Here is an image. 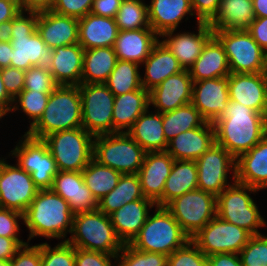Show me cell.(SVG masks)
Masks as SVG:
<instances>
[{
    "instance_id": "30",
    "label": "cell",
    "mask_w": 267,
    "mask_h": 266,
    "mask_svg": "<svg viewBox=\"0 0 267 266\" xmlns=\"http://www.w3.org/2000/svg\"><path fill=\"white\" fill-rule=\"evenodd\" d=\"M142 64L145 66V75L141 77V85L147 91H151L171 75L184 70L169 48L160 40Z\"/></svg>"
},
{
    "instance_id": "46",
    "label": "cell",
    "mask_w": 267,
    "mask_h": 266,
    "mask_svg": "<svg viewBox=\"0 0 267 266\" xmlns=\"http://www.w3.org/2000/svg\"><path fill=\"white\" fill-rule=\"evenodd\" d=\"M239 256L242 266H267V235H252Z\"/></svg>"
},
{
    "instance_id": "50",
    "label": "cell",
    "mask_w": 267,
    "mask_h": 266,
    "mask_svg": "<svg viewBox=\"0 0 267 266\" xmlns=\"http://www.w3.org/2000/svg\"><path fill=\"white\" fill-rule=\"evenodd\" d=\"M111 258L118 261L117 255L75 248V266H112Z\"/></svg>"
},
{
    "instance_id": "13",
    "label": "cell",
    "mask_w": 267,
    "mask_h": 266,
    "mask_svg": "<svg viewBox=\"0 0 267 266\" xmlns=\"http://www.w3.org/2000/svg\"><path fill=\"white\" fill-rule=\"evenodd\" d=\"M79 86L82 99V128L93 136L113 133L115 95L105 84Z\"/></svg>"
},
{
    "instance_id": "49",
    "label": "cell",
    "mask_w": 267,
    "mask_h": 266,
    "mask_svg": "<svg viewBox=\"0 0 267 266\" xmlns=\"http://www.w3.org/2000/svg\"><path fill=\"white\" fill-rule=\"evenodd\" d=\"M94 0H54L51 11L75 18H83L90 13Z\"/></svg>"
},
{
    "instance_id": "22",
    "label": "cell",
    "mask_w": 267,
    "mask_h": 266,
    "mask_svg": "<svg viewBox=\"0 0 267 266\" xmlns=\"http://www.w3.org/2000/svg\"><path fill=\"white\" fill-rule=\"evenodd\" d=\"M198 33L182 32L174 34L175 30L164 33L162 42L169 48L183 69L188 70L198 59L205 44L214 36L213 29L206 22H198Z\"/></svg>"
},
{
    "instance_id": "59",
    "label": "cell",
    "mask_w": 267,
    "mask_h": 266,
    "mask_svg": "<svg viewBox=\"0 0 267 266\" xmlns=\"http://www.w3.org/2000/svg\"><path fill=\"white\" fill-rule=\"evenodd\" d=\"M20 11L19 0H0V23L14 19Z\"/></svg>"
},
{
    "instance_id": "57",
    "label": "cell",
    "mask_w": 267,
    "mask_h": 266,
    "mask_svg": "<svg viewBox=\"0 0 267 266\" xmlns=\"http://www.w3.org/2000/svg\"><path fill=\"white\" fill-rule=\"evenodd\" d=\"M20 238H7L0 236V260H11L17 250L22 246L27 244Z\"/></svg>"
},
{
    "instance_id": "51",
    "label": "cell",
    "mask_w": 267,
    "mask_h": 266,
    "mask_svg": "<svg viewBox=\"0 0 267 266\" xmlns=\"http://www.w3.org/2000/svg\"><path fill=\"white\" fill-rule=\"evenodd\" d=\"M19 219L24 220L22 213L0 207V236L7 238H19Z\"/></svg>"
},
{
    "instance_id": "31",
    "label": "cell",
    "mask_w": 267,
    "mask_h": 266,
    "mask_svg": "<svg viewBox=\"0 0 267 266\" xmlns=\"http://www.w3.org/2000/svg\"><path fill=\"white\" fill-rule=\"evenodd\" d=\"M188 13L194 16L190 0H151L148 5L150 27L158 37L176 31Z\"/></svg>"
},
{
    "instance_id": "26",
    "label": "cell",
    "mask_w": 267,
    "mask_h": 266,
    "mask_svg": "<svg viewBox=\"0 0 267 266\" xmlns=\"http://www.w3.org/2000/svg\"><path fill=\"white\" fill-rule=\"evenodd\" d=\"M259 191L267 188V134L236 159V180Z\"/></svg>"
},
{
    "instance_id": "45",
    "label": "cell",
    "mask_w": 267,
    "mask_h": 266,
    "mask_svg": "<svg viewBox=\"0 0 267 266\" xmlns=\"http://www.w3.org/2000/svg\"><path fill=\"white\" fill-rule=\"evenodd\" d=\"M41 266H75V247L62 241L55 247L41 243Z\"/></svg>"
},
{
    "instance_id": "20",
    "label": "cell",
    "mask_w": 267,
    "mask_h": 266,
    "mask_svg": "<svg viewBox=\"0 0 267 266\" xmlns=\"http://www.w3.org/2000/svg\"><path fill=\"white\" fill-rule=\"evenodd\" d=\"M174 159L167 151L146 152L138 172L145 198L156 206H162L165 181L170 174Z\"/></svg>"
},
{
    "instance_id": "18",
    "label": "cell",
    "mask_w": 267,
    "mask_h": 266,
    "mask_svg": "<svg viewBox=\"0 0 267 266\" xmlns=\"http://www.w3.org/2000/svg\"><path fill=\"white\" fill-rule=\"evenodd\" d=\"M228 76L230 100L267 116V72L230 73Z\"/></svg>"
},
{
    "instance_id": "27",
    "label": "cell",
    "mask_w": 267,
    "mask_h": 266,
    "mask_svg": "<svg viewBox=\"0 0 267 266\" xmlns=\"http://www.w3.org/2000/svg\"><path fill=\"white\" fill-rule=\"evenodd\" d=\"M52 67L49 70L57 85L81 84L84 48L75 43L52 50Z\"/></svg>"
},
{
    "instance_id": "12",
    "label": "cell",
    "mask_w": 267,
    "mask_h": 266,
    "mask_svg": "<svg viewBox=\"0 0 267 266\" xmlns=\"http://www.w3.org/2000/svg\"><path fill=\"white\" fill-rule=\"evenodd\" d=\"M16 145L9 156L18 158L17 165L31 175L39 190L51 189L58 169L47 144L25 133Z\"/></svg>"
},
{
    "instance_id": "24",
    "label": "cell",
    "mask_w": 267,
    "mask_h": 266,
    "mask_svg": "<svg viewBox=\"0 0 267 266\" xmlns=\"http://www.w3.org/2000/svg\"><path fill=\"white\" fill-rule=\"evenodd\" d=\"M215 143V130L212 122L179 133L168 142L167 152L174 160H197Z\"/></svg>"
},
{
    "instance_id": "28",
    "label": "cell",
    "mask_w": 267,
    "mask_h": 266,
    "mask_svg": "<svg viewBox=\"0 0 267 266\" xmlns=\"http://www.w3.org/2000/svg\"><path fill=\"white\" fill-rule=\"evenodd\" d=\"M118 32L114 18L88 13L79 19L78 43L84 50L114 47Z\"/></svg>"
},
{
    "instance_id": "54",
    "label": "cell",
    "mask_w": 267,
    "mask_h": 266,
    "mask_svg": "<svg viewBox=\"0 0 267 266\" xmlns=\"http://www.w3.org/2000/svg\"><path fill=\"white\" fill-rule=\"evenodd\" d=\"M198 22L209 23L218 13L221 0H190Z\"/></svg>"
},
{
    "instance_id": "8",
    "label": "cell",
    "mask_w": 267,
    "mask_h": 266,
    "mask_svg": "<svg viewBox=\"0 0 267 266\" xmlns=\"http://www.w3.org/2000/svg\"><path fill=\"white\" fill-rule=\"evenodd\" d=\"M146 151L126 132L94 136L93 158L122 175L138 174Z\"/></svg>"
},
{
    "instance_id": "37",
    "label": "cell",
    "mask_w": 267,
    "mask_h": 266,
    "mask_svg": "<svg viewBox=\"0 0 267 266\" xmlns=\"http://www.w3.org/2000/svg\"><path fill=\"white\" fill-rule=\"evenodd\" d=\"M198 189L195 160H174L162 195V207L183 194Z\"/></svg>"
},
{
    "instance_id": "39",
    "label": "cell",
    "mask_w": 267,
    "mask_h": 266,
    "mask_svg": "<svg viewBox=\"0 0 267 266\" xmlns=\"http://www.w3.org/2000/svg\"><path fill=\"white\" fill-rule=\"evenodd\" d=\"M206 120L192 103L185 104L173 111L162 113L165 139L169 142L179 133L202 126Z\"/></svg>"
},
{
    "instance_id": "53",
    "label": "cell",
    "mask_w": 267,
    "mask_h": 266,
    "mask_svg": "<svg viewBox=\"0 0 267 266\" xmlns=\"http://www.w3.org/2000/svg\"><path fill=\"white\" fill-rule=\"evenodd\" d=\"M1 74L7 93L15 99L24 90L25 71L13 67H5L1 69Z\"/></svg>"
},
{
    "instance_id": "55",
    "label": "cell",
    "mask_w": 267,
    "mask_h": 266,
    "mask_svg": "<svg viewBox=\"0 0 267 266\" xmlns=\"http://www.w3.org/2000/svg\"><path fill=\"white\" fill-rule=\"evenodd\" d=\"M122 0H94L90 13L115 18L120 8Z\"/></svg>"
},
{
    "instance_id": "10",
    "label": "cell",
    "mask_w": 267,
    "mask_h": 266,
    "mask_svg": "<svg viewBox=\"0 0 267 266\" xmlns=\"http://www.w3.org/2000/svg\"><path fill=\"white\" fill-rule=\"evenodd\" d=\"M227 54L231 73L267 72V53L247 30H213Z\"/></svg>"
},
{
    "instance_id": "14",
    "label": "cell",
    "mask_w": 267,
    "mask_h": 266,
    "mask_svg": "<svg viewBox=\"0 0 267 266\" xmlns=\"http://www.w3.org/2000/svg\"><path fill=\"white\" fill-rule=\"evenodd\" d=\"M251 236L247 230L216 215L191 240L206 256H211L221 253L239 254Z\"/></svg>"
},
{
    "instance_id": "35",
    "label": "cell",
    "mask_w": 267,
    "mask_h": 266,
    "mask_svg": "<svg viewBox=\"0 0 267 266\" xmlns=\"http://www.w3.org/2000/svg\"><path fill=\"white\" fill-rule=\"evenodd\" d=\"M255 19L253 0H221L208 24L213 30H247Z\"/></svg>"
},
{
    "instance_id": "1",
    "label": "cell",
    "mask_w": 267,
    "mask_h": 266,
    "mask_svg": "<svg viewBox=\"0 0 267 266\" xmlns=\"http://www.w3.org/2000/svg\"><path fill=\"white\" fill-rule=\"evenodd\" d=\"M213 125L215 143L235 159L251 150L267 134L266 115L231 100Z\"/></svg>"
},
{
    "instance_id": "4",
    "label": "cell",
    "mask_w": 267,
    "mask_h": 266,
    "mask_svg": "<svg viewBox=\"0 0 267 266\" xmlns=\"http://www.w3.org/2000/svg\"><path fill=\"white\" fill-rule=\"evenodd\" d=\"M24 13V11H20L12 19L10 42L13 51L10 67L27 71L33 66H38L50 70L53 52L36 31L38 13L27 12L29 16Z\"/></svg>"
},
{
    "instance_id": "40",
    "label": "cell",
    "mask_w": 267,
    "mask_h": 266,
    "mask_svg": "<svg viewBox=\"0 0 267 266\" xmlns=\"http://www.w3.org/2000/svg\"><path fill=\"white\" fill-rule=\"evenodd\" d=\"M82 175L85 185L99 201L116 187L122 174L92 158L82 170Z\"/></svg>"
},
{
    "instance_id": "61",
    "label": "cell",
    "mask_w": 267,
    "mask_h": 266,
    "mask_svg": "<svg viewBox=\"0 0 267 266\" xmlns=\"http://www.w3.org/2000/svg\"><path fill=\"white\" fill-rule=\"evenodd\" d=\"M14 99L7 93L4 83L2 81V74L0 69V113L4 116L10 113Z\"/></svg>"
},
{
    "instance_id": "42",
    "label": "cell",
    "mask_w": 267,
    "mask_h": 266,
    "mask_svg": "<svg viewBox=\"0 0 267 266\" xmlns=\"http://www.w3.org/2000/svg\"><path fill=\"white\" fill-rule=\"evenodd\" d=\"M114 19L119 31L151 28L148 5L142 0H122Z\"/></svg>"
},
{
    "instance_id": "64",
    "label": "cell",
    "mask_w": 267,
    "mask_h": 266,
    "mask_svg": "<svg viewBox=\"0 0 267 266\" xmlns=\"http://www.w3.org/2000/svg\"><path fill=\"white\" fill-rule=\"evenodd\" d=\"M256 18L267 17V0H253Z\"/></svg>"
},
{
    "instance_id": "44",
    "label": "cell",
    "mask_w": 267,
    "mask_h": 266,
    "mask_svg": "<svg viewBox=\"0 0 267 266\" xmlns=\"http://www.w3.org/2000/svg\"><path fill=\"white\" fill-rule=\"evenodd\" d=\"M118 266H167L168 256L161 253L136 250L124 244L117 255Z\"/></svg>"
},
{
    "instance_id": "48",
    "label": "cell",
    "mask_w": 267,
    "mask_h": 266,
    "mask_svg": "<svg viewBox=\"0 0 267 266\" xmlns=\"http://www.w3.org/2000/svg\"><path fill=\"white\" fill-rule=\"evenodd\" d=\"M57 86L51 72L45 68L33 66L25 71L24 90L51 94Z\"/></svg>"
},
{
    "instance_id": "29",
    "label": "cell",
    "mask_w": 267,
    "mask_h": 266,
    "mask_svg": "<svg viewBox=\"0 0 267 266\" xmlns=\"http://www.w3.org/2000/svg\"><path fill=\"white\" fill-rule=\"evenodd\" d=\"M157 36L152 28L119 31L114 44L117 58L142 65L159 41Z\"/></svg>"
},
{
    "instance_id": "66",
    "label": "cell",
    "mask_w": 267,
    "mask_h": 266,
    "mask_svg": "<svg viewBox=\"0 0 267 266\" xmlns=\"http://www.w3.org/2000/svg\"><path fill=\"white\" fill-rule=\"evenodd\" d=\"M3 117H4V115L2 113H0V119L3 118Z\"/></svg>"
},
{
    "instance_id": "2",
    "label": "cell",
    "mask_w": 267,
    "mask_h": 266,
    "mask_svg": "<svg viewBox=\"0 0 267 266\" xmlns=\"http://www.w3.org/2000/svg\"><path fill=\"white\" fill-rule=\"evenodd\" d=\"M24 216L29 230L28 242L37 236L64 239L71 233L73 216L69 204L51 189L39 190Z\"/></svg>"
},
{
    "instance_id": "34",
    "label": "cell",
    "mask_w": 267,
    "mask_h": 266,
    "mask_svg": "<svg viewBox=\"0 0 267 266\" xmlns=\"http://www.w3.org/2000/svg\"><path fill=\"white\" fill-rule=\"evenodd\" d=\"M149 106V91L143 87L115 96L112 113L113 133L127 132Z\"/></svg>"
},
{
    "instance_id": "63",
    "label": "cell",
    "mask_w": 267,
    "mask_h": 266,
    "mask_svg": "<svg viewBox=\"0 0 267 266\" xmlns=\"http://www.w3.org/2000/svg\"><path fill=\"white\" fill-rule=\"evenodd\" d=\"M12 33V20L0 23V41L10 42Z\"/></svg>"
},
{
    "instance_id": "7",
    "label": "cell",
    "mask_w": 267,
    "mask_h": 266,
    "mask_svg": "<svg viewBox=\"0 0 267 266\" xmlns=\"http://www.w3.org/2000/svg\"><path fill=\"white\" fill-rule=\"evenodd\" d=\"M259 191L234 181L216 197V215L222 220L247 230L251 235L262 234L258 228L267 225L250 194Z\"/></svg>"
},
{
    "instance_id": "11",
    "label": "cell",
    "mask_w": 267,
    "mask_h": 266,
    "mask_svg": "<svg viewBox=\"0 0 267 266\" xmlns=\"http://www.w3.org/2000/svg\"><path fill=\"white\" fill-rule=\"evenodd\" d=\"M165 208L191 239L216 216V196L195 189L170 201Z\"/></svg>"
},
{
    "instance_id": "62",
    "label": "cell",
    "mask_w": 267,
    "mask_h": 266,
    "mask_svg": "<svg viewBox=\"0 0 267 266\" xmlns=\"http://www.w3.org/2000/svg\"><path fill=\"white\" fill-rule=\"evenodd\" d=\"M13 47L11 42L0 41V69L10 67Z\"/></svg>"
},
{
    "instance_id": "3",
    "label": "cell",
    "mask_w": 267,
    "mask_h": 266,
    "mask_svg": "<svg viewBox=\"0 0 267 266\" xmlns=\"http://www.w3.org/2000/svg\"><path fill=\"white\" fill-rule=\"evenodd\" d=\"M82 99L79 86L58 85L49 95L39 120L25 132L36 139L82 127Z\"/></svg>"
},
{
    "instance_id": "56",
    "label": "cell",
    "mask_w": 267,
    "mask_h": 266,
    "mask_svg": "<svg viewBox=\"0 0 267 266\" xmlns=\"http://www.w3.org/2000/svg\"><path fill=\"white\" fill-rule=\"evenodd\" d=\"M247 31L257 44L267 53V17L256 18Z\"/></svg>"
},
{
    "instance_id": "9",
    "label": "cell",
    "mask_w": 267,
    "mask_h": 266,
    "mask_svg": "<svg viewBox=\"0 0 267 266\" xmlns=\"http://www.w3.org/2000/svg\"><path fill=\"white\" fill-rule=\"evenodd\" d=\"M94 136L82 127L52 133L43 141L58 171H82L93 158Z\"/></svg>"
},
{
    "instance_id": "15",
    "label": "cell",
    "mask_w": 267,
    "mask_h": 266,
    "mask_svg": "<svg viewBox=\"0 0 267 266\" xmlns=\"http://www.w3.org/2000/svg\"><path fill=\"white\" fill-rule=\"evenodd\" d=\"M198 189L216 197L228 186V172L236 180V159L222 146L214 143L196 161Z\"/></svg>"
},
{
    "instance_id": "16",
    "label": "cell",
    "mask_w": 267,
    "mask_h": 266,
    "mask_svg": "<svg viewBox=\"0 0 267 266\" xmlns=\"http://www.w3.org/2000/svg\"><path fill=\"white\" fill-rule=\"evenodd\" d=\"M38 191L28 172L0 158V207L24 214Z\"/></svg>"
},
{
    "instance_id": "33",
    "label": "cell",
    "mask_w": 267,
    "mask_h": 266,
    "mask_svg": "<svg viewBox=\"0 0 267 266\" xmlns=\"http://www.w3.org/2000/svg\"><path fill=\"white\" fill-rule=\"evenodd\" d=\"M144 111L126 132L146 152L166 151L168 142L165 139L162 113Z\"/></svg>"
},
{
    "instance_id": "65",
    "label": "cell",
    "mask_w": 267,
    "mask_h": 266,
    "mask_svg": "<svg viewBox=\"0 0 267 266\" xmlns=\"http://www.w3.org/2000/svg\"><path fill=\"white\" fill-rule=\"evenodd\" d=\"M0 266H11L10 260H0Z\"/></svg>"
},
{
    "instance_id": "58",
    "label": "cell",
    "mask_w": 267,
    "mask_h": 266,
    "mask_svg": "<svg viewBox=\"0 0 267 266\" xmlns=\"http://www.w3.org/2000/svg\"><path fill=\"white\" fill-rule=\"evenodd\" d=\"M210 266H242L239 254L221 253L207 256Z\"/></svg>"
},
{
    "instance_id": "47",
    "label": "cell",
    "mask_w": 267,
    "mask_h": 266,
    "mask_svg": "<svg viewBox=\"0 0 267 266\" xmlns=\"http://www.w3.org/2000/svg\"><path fill=\"white\" fill-rule=\"evenodd\" d=\"M167 266H210L207 256L190 239L168 256Z\"/></svg>"
},
{
    "instance_id": "32",
    "label": "cell",
    "mask_w": 267,
    "mask_h": 266,
    "mask_svg": "<svg viewBox=\"0 0 267 266\" xmlns=\"http://www.w3.org/2000/svg\"><path fill=\"white\" fill-rule=\"evenodd\" d=\"M188 71L193 82L226 77L231 73L225 49L215 36L205 44L202 53Z\"/></svg>"
},
{
    "instance_id": "6",
    "label": "cell",
    "mask_w": 267,
    "mask_h": 266,
    "mask_svg": "<svg viewBox=\"0 0 267 266\" xmlns=\"http://www.w3.org/2000/svg\"><path fill=\"white\" fill-rule=\"evenodd\" d=\"M155 210L154 215H148L139 234L130 245L136 250L169 256L185 245L190 237L165 207L156 206Z\"/></svg>"
},
{
    "instance_id": "17",
    "label": "cell",
    "mask_w": 267,
    "mask_h": 266,
    "mask_svg": "<svg viewBox=\"0 0 267 266\" xmlns=\"http://www.w3.org/2000/svg\"><path fill=\"white\" fill-rule=\"evenodd\" d=\"M229 76L193 82L191 103L208 122L221 117L229 103Z\"/></svg>"
},
{
    "instance_id": "52",
    "label": "cell",
    "mask_w": 267,
    "mask_h": 266,
    "mask_svg": "<svg viewBox=\"0 0 267 266\" xmlns=\"http://www.w3.org/2000/svg\"><path fill=\"white\" fill-rule=\"evenodd\" d=\"M11 266H41V244L22 245L10 260Z\"/></svg>"
},
{
    "instance_id": "23",
    "label": "cell",
    "mask_w": 267,
    "mask_h": 266,
    "mask_svg": "<svg viewBox=\"0 0 267 266\" xmlns=\"http://www.w3.org/2000/svg\"><path fill=\"white\" fill-rule=\"evenodd\" d=\"M79 19L51 10L39 12L36 31L52 50L78 43Z\"/></svg>"
},
{
    "instance_id": "25",
    "label": "cell",
    "mask_w": 267,
    "mask_h": 266,
    "mask_svg": "<svg viewBox=\"0 0 267 266\" xmlns=\"http://www.w3.org/2000/svg\"><path fill=\"white\" fill-rule=\"evenodd\" d=\"M156 207L150 199H138L123 205L109 215L117 237L130 244L147 220L149 209ZM149 208V209H148Z\"/></svg>"
},
{
    "instance_id": "21",
    "label": "cell",
    "mask_w": 267,
    "mask_h": 266,
    "mask_svg": "<svg viewBox=\"0 0 267 266\" xmlns=\"http://www.w3.org/2000/svg\"><path fill=\"white\" fill-rule=\"evenodd\" d=\"M51 190L68 202L73 214L98 209V201L85 185L82 171H58Z\"/></svg>"
},
{
    "instance_id": "19",
    "label": "cell",
    "mask_w": 267,
    "mask_h": 266,
    "mask_svg": "<svg viewBox=\"0 0 267 266\" xmlns=\"http://www.w3.org/2000/svg\"><path fill=\"white\" fill-rule=\"evenodd\" d=\"M193 80L188 70L171 75L149 91L150 105L155 111L165 113L191 103Z\"/></svg>"
},
{
    "instance_id": "38",
    "label": "cell",
    "mask_w": 267,
    "mask_h": 266,
    "mask_svg": "<svg viewBox=\"0 0 267 266\" xmlns=\"http://www.w3.org/2000/svg\"><path fill=\"white\" fill-rule=\"evenodd\" d=\"M138 199H147L138 174H125L121 175L116 187L98 201V209L109 216L126 203Z\"/></svg>"
},
{
    "instance_id": "5",
    "label": "cell",
    "mask_w": 267,
    "mask_h": 266,
    "mask_svg": "<svg viewBox=\"0 0 267 266\" xmlns=\"http://www.w3.org/2000/svg\"><path fill=\"white\" fill-rule=\"evenodd\" d=\"M70 238L66 241L75 248L118 255L123 248L110 217L96 209L74 214Z\"/></svg>"
},
{
    "instance_id": "36",
    "label": "cell",
    "mask_w": 267,
    "mask_h": 266,
    "mask_svg": "<svg viewBox=\"0 0 267 266\" xmlns=\"http://www.w3.org/2000/svg\"><path fill=\"white\" fill-rule=\"evenodd\" d=\"M117 61L114 47L84 50L81 83L105 84Z\"/></svg>"
},
{
    "instance_id": "60",
    "label": "cell",
    "mask_w": 267,
    "mask_h": 266,
    "mask_svg": "<svg viewBox=\"0 0 267 266\" xmlns=\"http://www.w3.org/2000/svg\"><path fill=\"white\" fill-rule=\"evenodd\" d=\"M54 0H19L21 11L44 12L51 9Z\"/></svg>"
},
{
    "instance_id": "43",
    "label": "cell",
    "mask_w": 267,
    "mask_h": 266,
    "mask_svg": "<svg viewBox=\"0 0 267 266\" xmlns=\"http://www.w3.org/2000/svg\"><path fill=\"white\" fill-rule=\"evenodd\" d=\"M50 93L22 90L20 94L14 99L12 109L10 112L22 110L31 121L30 127L34 125L42 116ZM19 104V105H17ZM19 107H21L19 109Z\"/></svg>"
},
{
    "instance_id": "41",
    "label": "cell",
    "mask_w": 267,
    "mask_h": 266,
    "mask_svg": "<svg viewBox=\"0 0 267 266\" xmlns=\"http://www.w3.org/2000/svg\"><path fill=\"white\" fill-rule=\"evenodd\" d=\"M139 66L137 63L118 59L105 85L115 96L139 90L142 87Z\"/></svg>"
}]
</instances>
